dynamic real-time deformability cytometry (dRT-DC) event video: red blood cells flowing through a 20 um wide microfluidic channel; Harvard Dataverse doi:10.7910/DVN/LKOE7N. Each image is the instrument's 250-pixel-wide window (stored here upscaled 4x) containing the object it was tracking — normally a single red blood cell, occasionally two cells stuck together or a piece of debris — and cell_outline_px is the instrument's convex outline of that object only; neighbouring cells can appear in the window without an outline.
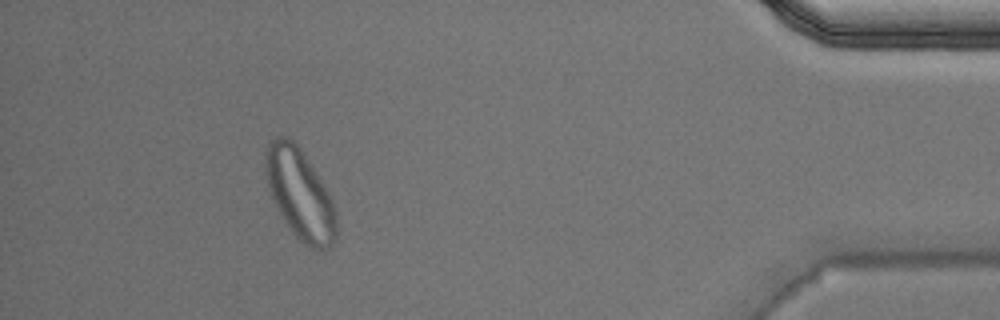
{"species": "Egyptian fruit bat (a non-hibernating species)", "species_latin": "Rousettus aegyptiacus", "temperature_condition": "warm", "stored_images_in_passage": 50, "segment_of_instrument_passage": [2, 2], "camera_frame_rate_fps": 3000, "um_per_image_px": 0.085, "animal": {"sex": "male"}, "frame": {"image": 1, "passage_image": 46, "time_ms": 15.0, "image_size_px": [1000, 320], "cell_outline_px": [[336, 236], [332, 244], [320, 252], [304, 244], [292, 232], [276, 208], [272, 200], [268, 188], [264, 172], [264, 152], [268, 140], [276, 136], [288, 136], [300, 148], [324, 184], [332, 200], [336, 212]], "centroid_in_image_um": [25.45, 16.47], "position_along_channel_um": 409.7, "area_um2": 37.74}}